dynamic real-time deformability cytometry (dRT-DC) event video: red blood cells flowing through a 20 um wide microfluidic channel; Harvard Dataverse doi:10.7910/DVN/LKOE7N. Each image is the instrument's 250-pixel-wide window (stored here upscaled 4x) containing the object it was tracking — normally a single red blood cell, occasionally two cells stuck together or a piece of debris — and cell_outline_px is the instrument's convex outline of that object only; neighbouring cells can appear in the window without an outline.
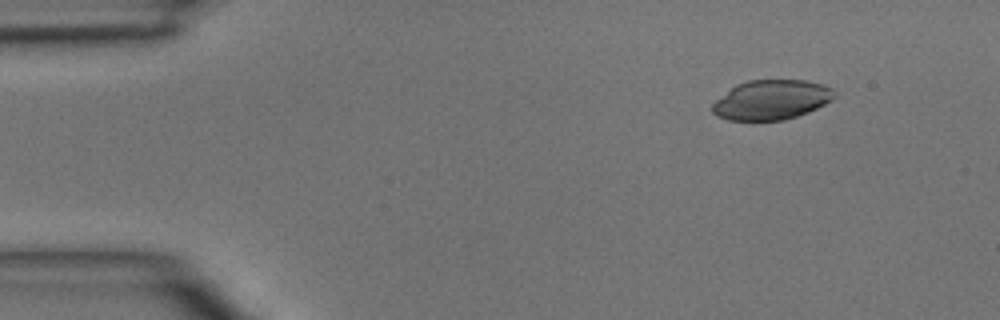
{"species": "common noctule bat (a hibernating species)", "species_latin": "Nyctalus noctula", "temperature_condition": "room temperature", "stored_images_in_passage": 4, "camera_frame_rate_fps": 3000, "um_per_image_px": 0.085, "animal": {"sex": "male", "body_mass_g": 15.6}, "frame": {"image": 1, "passage_image": 2, "time_ms": 1.333, "image_size_px": [1000, 320], "cell_outline_px": [[836, 96], [832, 100], [808, 112], [784, 120], [728, 120], [716, 116], [712, 112], [712, 104], [716, 100], [736, 84], [748, 80], [804, 80], [820, 84], [832, 88]], "centroid_in_image_um": [65.55, 8.49], "position_along_channel_um": 19.4, "area_um2": 28.09}}